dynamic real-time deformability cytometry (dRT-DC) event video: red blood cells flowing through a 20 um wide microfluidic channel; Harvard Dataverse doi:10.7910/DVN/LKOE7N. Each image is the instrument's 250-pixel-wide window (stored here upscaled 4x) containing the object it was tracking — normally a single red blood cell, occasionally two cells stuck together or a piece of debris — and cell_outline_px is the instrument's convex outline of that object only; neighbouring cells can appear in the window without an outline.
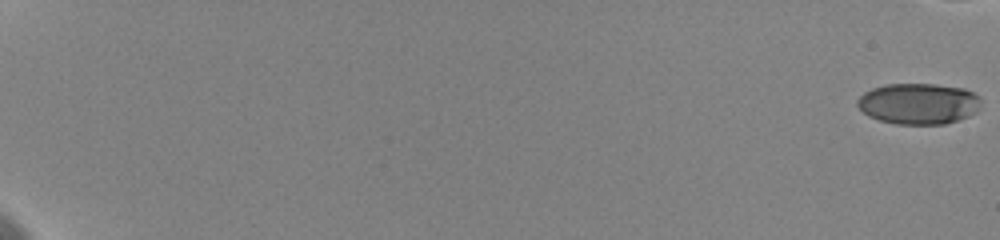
{"species": "human", "species_latin": "Homo sapiens", "temperature_condition": "cold", "stored_images_in_passage": 43, "camera_frame_rate_fps": 3000, "um_per_image_px": 0.085, "donor": {"sex": "female"}, "frame": {"image": 1, "passage_image": 1, "time_ms": 0.0, "image_size_px": [1000, 240], "cell_outline_px": [[980, 100], [976, 112], [968, 116], [944, 124], [896, 124], [880, 120], [868, 116], [856, 104], [856, 100], [864, 92], [872, 88], [884, 84], [936, 84], [964, 88], [980, 96]], "centroid_in_image_um": [78.05, 8.8], "position_along_channel_um": 6.9, "area_um2": 29.54}}
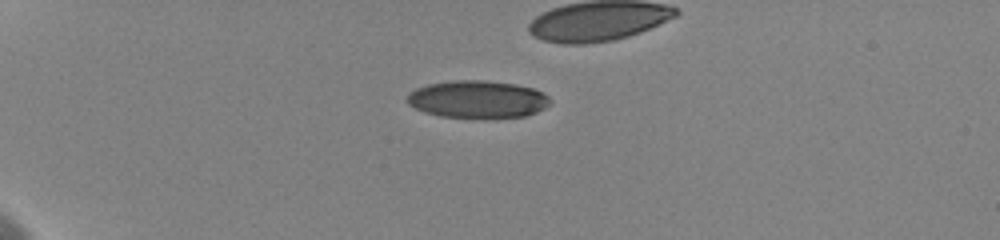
{"frame": {"image": 2, "passage_image": 15, "time_ms": 6.0, "image_size_px": [1000, 240], "cell_outline_px": [[552, 100], [544, 108], [536, 112], [524, 116], [440, 116], [424, 112], [408, 104], [404, 100], [408, 92], [416, 88], [428, 84], [456, 80], [484, 80], [516, 84], [532, 88], [544, 92]], "centroid_in_image_um": [40.56, 8.41], "position_along_channel_um": 44.4, "area_um2": 30.81}}
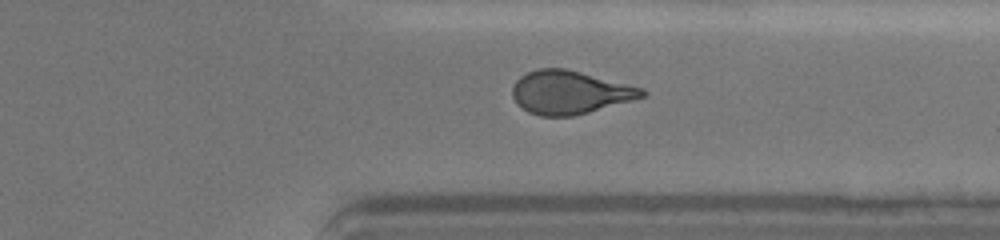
{"frame": {"image": 3, "passage_image": 41, "time_ms": 16.333, "image_size_px": [1000, 240], "cell_outline_px": [[648, 92], [644, 96], [632, 100], [588, 112], [572, 116], [540, 116], [528, 112], [516, 104], [512, 96], [512, 88], [516, 80], [520, 76], [536, 68], [564, 68], [644, 88]], "centroid_in_image_um": [48.4, 7.85], "position_along_channel_um": 363.0, "area_um2": 32.6}}